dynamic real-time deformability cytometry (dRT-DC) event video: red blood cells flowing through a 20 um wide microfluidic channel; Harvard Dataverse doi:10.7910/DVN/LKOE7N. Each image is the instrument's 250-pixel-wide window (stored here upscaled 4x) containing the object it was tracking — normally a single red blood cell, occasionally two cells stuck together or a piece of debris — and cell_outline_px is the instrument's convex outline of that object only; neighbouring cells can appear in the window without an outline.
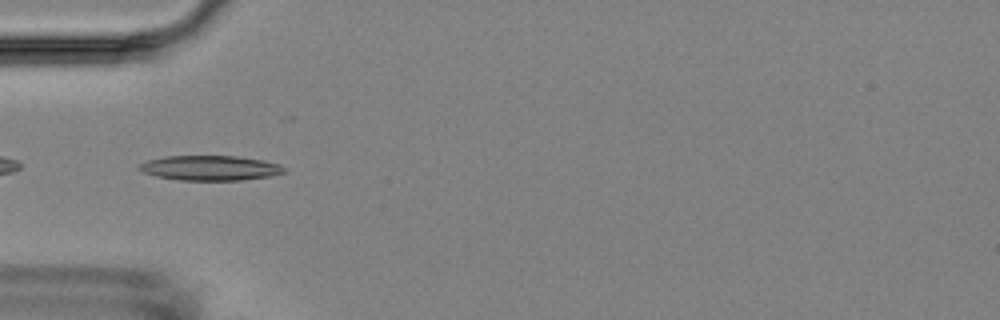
{"species": "Egyptian fruit bat (a non-hibernating species)", "species_latin": "Rousettus aegyptiacus", "temperature_condition": "room temperature", "stored_images_in_passage": 5, "camera_frame_rate_fps": 3000, "um_per_image_px": 0.085, "animal": {"sex": "female"}, "frame": {"image": 1, "passage_image": 5, "time_ms": 4.667, "image_size_px": [1000, 320], "cell_outline_px": [[288, 172], [272, 176], [240, 180], [180, 180], [156, 176], [144, 172], [136, 168], [140, 164], [148, 160], [164, 156], [236, 156], [264, 160], [280, 164], [288, 168]], "centroid_in_image_um": [17.93, 14.27], "position_along_channel_um": 67.1, "area_um2": 21.21}}